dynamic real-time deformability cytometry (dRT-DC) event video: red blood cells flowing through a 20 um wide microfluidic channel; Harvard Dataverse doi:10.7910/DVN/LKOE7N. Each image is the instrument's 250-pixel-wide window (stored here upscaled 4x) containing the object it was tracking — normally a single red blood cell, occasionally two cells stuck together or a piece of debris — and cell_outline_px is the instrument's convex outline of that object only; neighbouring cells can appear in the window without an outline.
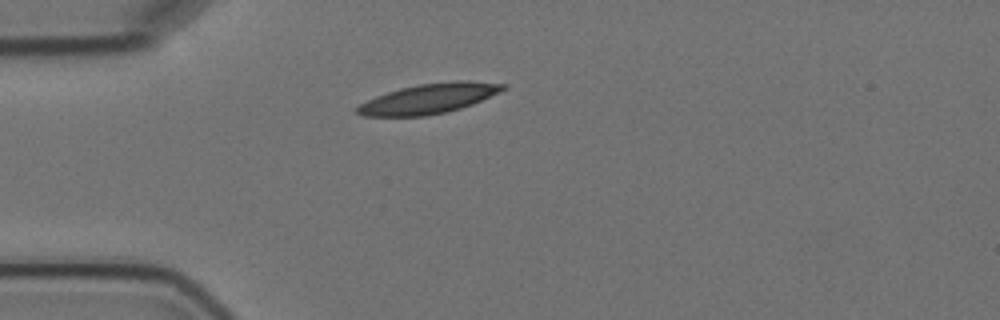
{"species": "Egyptian fruit bat (a non-hibernating species)", "species_latin": "Rousettus aegyptiacus", "temperature_condition": "cold", "stored_images_in_passage": 1, "camera_frame_rate_fps": 3000, "um_per_image_px": 0.085, "animal": {"sex": "female"}, "frame": {"image": 1, "passage_image": 1, "time_ms": 0.0, "image_size_px": [1000, 320], "cell_outline_px": [[508, 84], [504, 88], [472, 104], [448, 112], [424, 116], [360, 116], [356, 112], [356, 108], [360, 104], [376, 96], [400, 88], [420, 84], [460, 80], [464, 80]], "centroid_in_image_um": [36.4, 8.39], "position_along_channel_um": 48.6, "area_um2": 25.03}}